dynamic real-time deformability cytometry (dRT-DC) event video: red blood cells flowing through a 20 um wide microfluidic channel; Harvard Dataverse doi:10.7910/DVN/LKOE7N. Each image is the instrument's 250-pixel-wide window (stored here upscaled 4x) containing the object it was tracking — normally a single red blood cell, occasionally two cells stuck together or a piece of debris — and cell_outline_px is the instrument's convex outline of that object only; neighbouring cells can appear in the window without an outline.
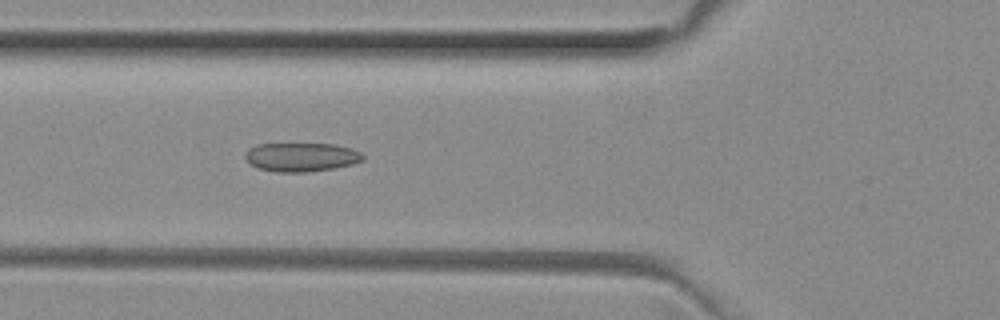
{"species": "common noctule bat (a hibernating species)", "species_latin": "Nyctalus noctula", "temperature_condition": "room temperature", "stored_images_in_passage": 40, "camera_frame_rate_fps": 3000, "um_per_image_px": 0.085, "animal": {"sex": "female", "body_mass_g": 29.2, "forearm_length_mm": 56.3}, "frame": {"image": 1, "passage_image": 7, "time_ms": 2.0, "image_size_px": [1000, 320], "cell_outline_px": [[364, 160], [352, 164], [332, 168], [304, 172], [276, 172], [260, 168], [252, 164], [244, 156], [244, 152], [248, 148], [256, 144], [336, 144], [352, 148], [360, 152], [364, 156]], "centroid_in_image_um": [25.61, 13.34], "position_along_channel_um": 100.2, "area_um2": 19.71}}
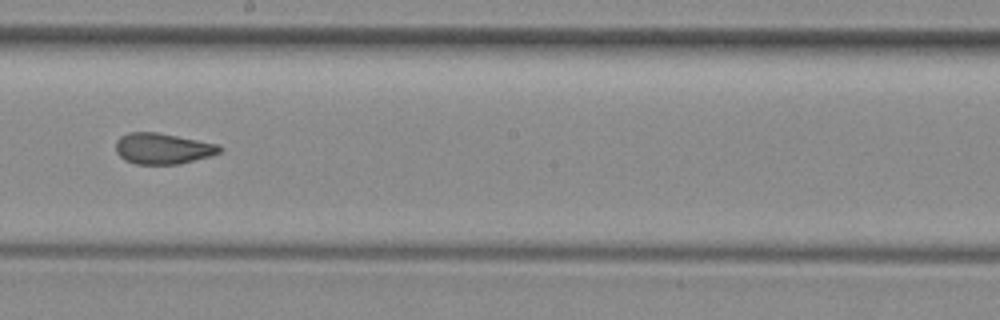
{"frame": {"image": 2, "passage_image": 17, "time_ms": 5.333, "image_size_px": [1000, 320], "cell_outline_px": [[224, 148], [220, 152], [212, 156], [180, 164], [136, 164], [124, 160], [116, 152], [116, 140], [120, 136], [128, 132], [156, 132], [220, 144]], "centroid_in_image_um": [13.86, 12.63], "position_along_channel_um": 234.3, "area_um2": 18.96}}
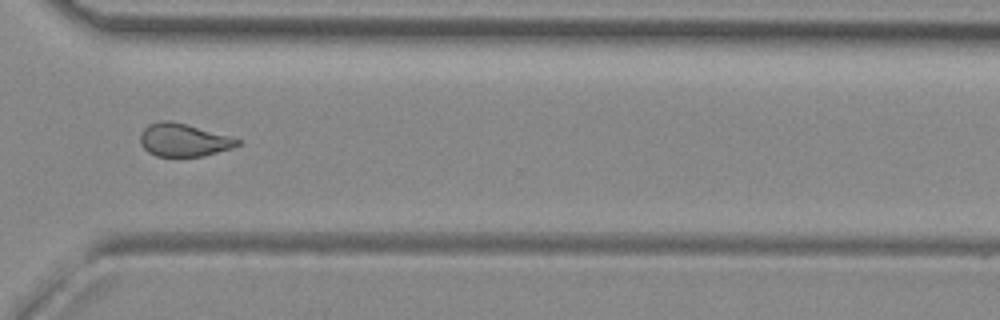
{"frame": {"image": 3, "passage_image": 26, "time_ms": 8.333, "image_size_px": [1000, 320], "cell_outline_px": [[240, 144], [232, 148], [204, 156], [156, 156], [148, 152], [140, 144], [140, 132], [148, 124], [160, 120], [172, 120], [228, 136], [240, 140]], "centroid_in_image_um": [15.55, 11.89], "position_along_channel_um": 355.0, "area_um2": 18.61}, "authors_computed_cell_mechanics": {"area_um2": 19.2763, "velocity_mm_per_s": 4.0248, "shape_relaxation_time_tau1_ms": null, "shape_relaxation_time_tau2_ms": 1.6658, "deformation_change_tau1": null, "deformation_change_tau2": 0.0934}}